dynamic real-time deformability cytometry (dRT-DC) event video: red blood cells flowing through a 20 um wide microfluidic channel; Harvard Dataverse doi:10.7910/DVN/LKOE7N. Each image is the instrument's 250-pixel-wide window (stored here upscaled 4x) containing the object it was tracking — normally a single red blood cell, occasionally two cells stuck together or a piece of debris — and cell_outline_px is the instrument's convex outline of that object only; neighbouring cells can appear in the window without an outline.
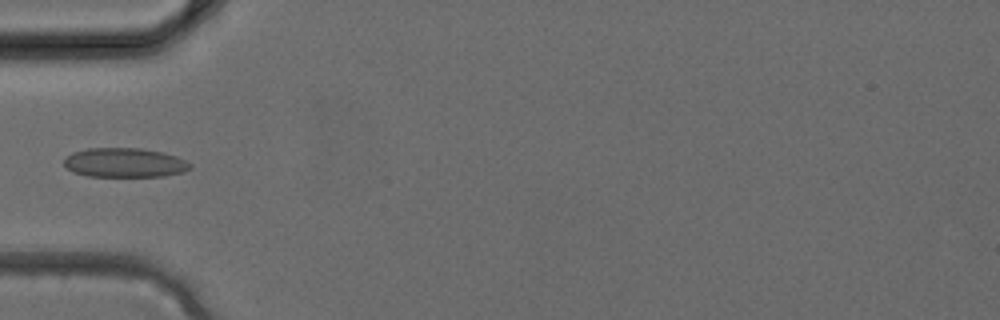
{"species": "common noctule bat (a hibernating species)", "species_latin": "Nyctalus noctula", "temperature_condition": "cold", "stored_images_in_passage": 1, "camera_frame_rate_fps": 3000, "um_per_image_px": 0.085, "animal": {"sex": "female", "body_mass_g": 24.6, "forearm_length_mm": 56.2}, "frame": {"image": 1, "passage_image": 1, "time_ms": 0.0, "image_size_px": [1000, 320], "cell_outline_px": [[192, 168], [184, 172], [164, 176], [88, 176], [72, 172], [64, 164], [64, 160], [72, 152], [88, 148], [140, 148], [164, 152], [176, 156], [192, 164]], "centroid_in_image_um": [10.62, 13.82], "position_along_channel_um": 74.4, "area_um2": 21.62}}